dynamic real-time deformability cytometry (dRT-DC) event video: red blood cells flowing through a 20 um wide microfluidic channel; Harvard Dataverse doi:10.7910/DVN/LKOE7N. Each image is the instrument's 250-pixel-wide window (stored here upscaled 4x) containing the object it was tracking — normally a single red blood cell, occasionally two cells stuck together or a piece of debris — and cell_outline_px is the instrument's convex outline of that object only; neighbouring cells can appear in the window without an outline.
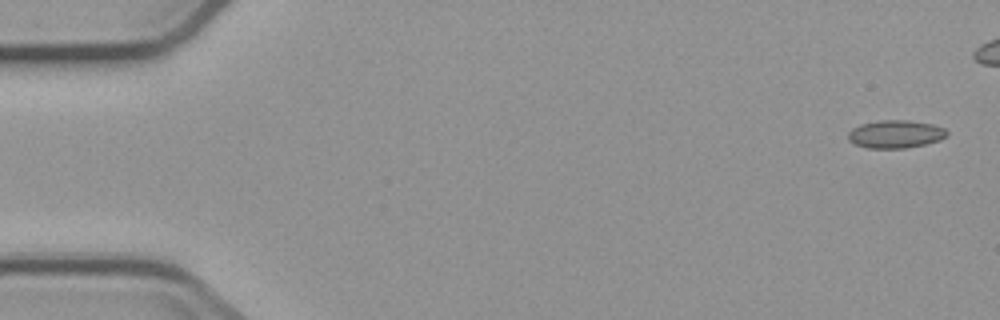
{"species": "common noctule bat (a hibernating species)", "species_latin": "Nyctalus noctula", "temperature_condition": "cold", "stored_images_in_passage": 6, "camera_frame_rate_fps": 3000, "um_per_image_px": 0.085, "animal": {"sex": "male", "body_mass_g": 23.1, "forearm_length_mm": 52.7}, "frame": {"image": 1, "passage_image": 1, "time_ms": 0.0, "image_size_px": [1000, 320], "cell_outline_px": [[948, 136], [940, 140], [908, 148], [868, 148], [856, 144], [848, 140], [848, 132], [852, 128], [860, 124], [880, 120], [908, 120], [932, 124], [944, 128], [948, 132]], "centroid_in_image_um": [76.12, 11.4], "position_along_channel_um": 8.9, "area_um2": 16.13}}